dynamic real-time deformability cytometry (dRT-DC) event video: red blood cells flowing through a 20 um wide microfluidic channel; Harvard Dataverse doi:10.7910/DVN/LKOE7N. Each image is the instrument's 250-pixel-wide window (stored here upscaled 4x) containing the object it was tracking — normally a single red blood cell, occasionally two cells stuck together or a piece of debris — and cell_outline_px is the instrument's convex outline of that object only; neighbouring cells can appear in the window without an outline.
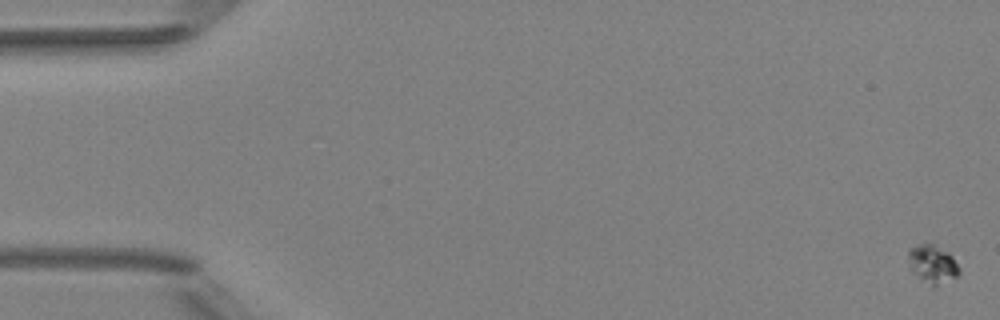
{"species": "Egyptian fruit bat (a non-hibernating species)", "species_latin": "Rousettus aegyptiacus", "temperature_condition": "room temperature", "stored_images_in_passage": 6, "camera_frame_rate_fps": 3000, "um_per_image_px": 0.085, "animal": {"sex": "female"}, "frame": {"image": 1, "passage_image": 1, "time_ms": 0.0, "image_size_px": [1000, 320], "cell_outline_px": [[960, 272], [956, 276], [932, 288], [908, 268], [908, 248], [932, 240], [948, 252], [952, 256], [960, 268]], "centroid_in_image_um": [79.23, 22.4], "position_along_channel_um": 5.8, "area_um2": 11.79}}
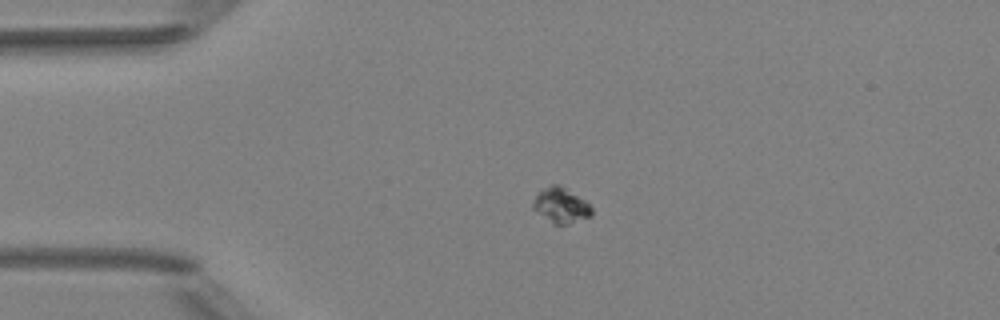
{"frame": {"image": 2, "passage_image": 4, "time_ms": 4.0, "image_size_px": [1000, 320], "cell_outline_px": [[592, 216], [568, 224], [552, 224], [532, 208], [532, 204], [536, 196], [544, 188], [552, 184], [560, 184], [584, 200], [592, 208]], "centroid_in_image_um": [47.68, 17.47], "position_along_channel_um": 37.3, "area_um2": 11.91}}
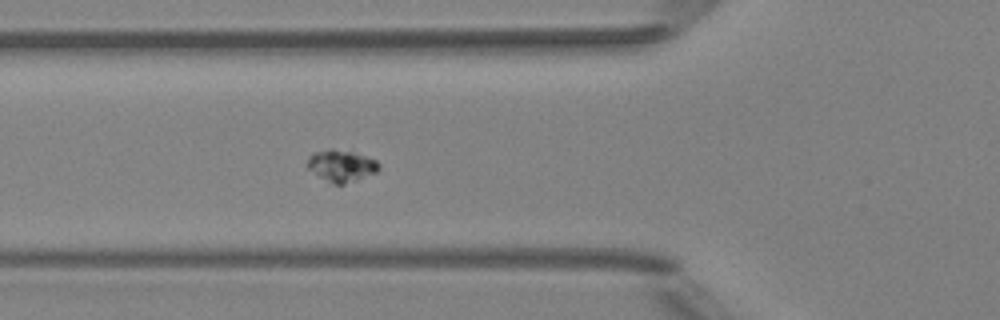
{"frame": {"image": 3, "passage_image": 6, "time_ms": 6.333, "image_size_px": [1000, 320], "cell_outline_px": [[380, 168], [376, 172], [356, 180], [344, 184], [336, 184], [320, 176], [308, 168], [308, 156], [312, 152], [328, 148], [332, 148], [364, 156], [376, 160], [380, 164]], "centroid_in_image_um": [29.01, 14.07], "position_along_channel_um": 96.8, "area_um2": 12.89}}